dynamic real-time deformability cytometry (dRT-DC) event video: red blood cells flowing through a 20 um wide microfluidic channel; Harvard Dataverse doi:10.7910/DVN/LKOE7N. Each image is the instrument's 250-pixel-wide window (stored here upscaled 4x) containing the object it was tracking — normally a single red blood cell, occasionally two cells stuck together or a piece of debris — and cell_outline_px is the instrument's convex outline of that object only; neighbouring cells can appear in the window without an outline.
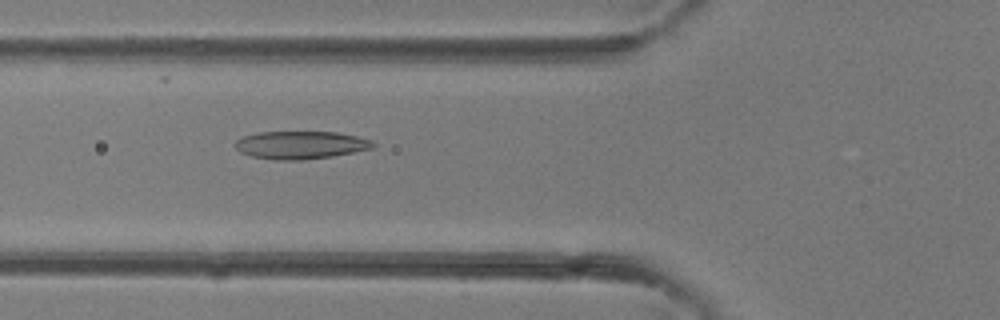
{"species": "common noctule bat (a hibernating species)", "species_latin": "Nyctalus noctula", "temperature_condition": "room temperature", "stored_images_in_passage": 28, "camera_frame_rate_fps": 3000, "um_per_image_px": 0.085, "animal": {"sex": "female"}, "frame": {"image": 1, "passage_image": 3, "time_ms": 0.667, "image_size_px": [1000, 320], "cell_outline_px": [[376, 144], [372, 148], [332, 156], [300, 160], [272, 160], [252, 156], [240, 152], [232, 144], [236, 140], [244, 136], [260, 132], [336, 132], [356, 136], [372, 140]], "centroid_in_image_um": [25.52, 12.32], "position_along_channel_um": 100.3, "area_um2": 22.31}}
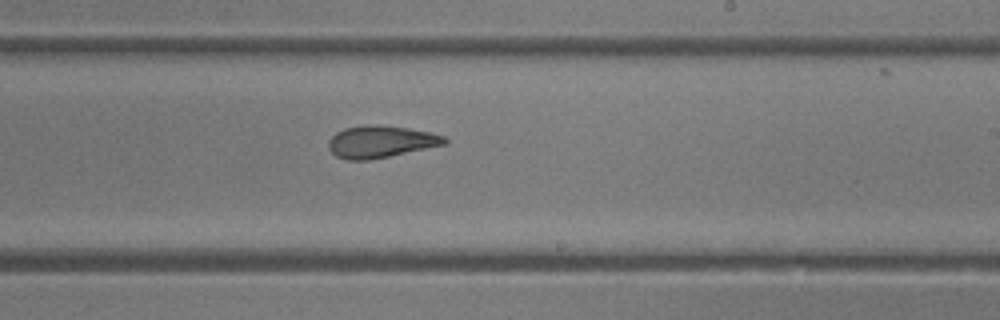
{"frame": {"image": 2, "passage_image": 12, "time_ms": 3.667, "image_size_px": [1000, 320], "cell_outline_px": [[448, 144], [368, 160], [348, 160], [336, 156], [328, 148], [328, 140], [336, 132], [344, 128], [376, 124], [380, 124], [408, 128], [432, 132], [444, 136], [448, 140]], "centroid_in_image_um": [32.38, 12.04], "position_along_channel_um": 256.6, "area_um2": 21.73}}
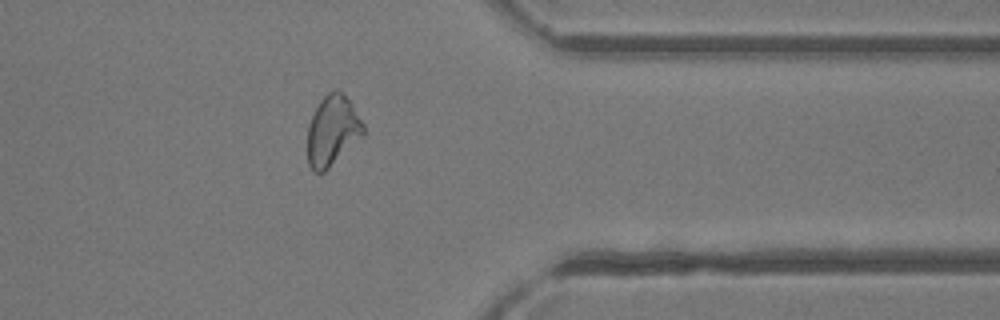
{"frame": {"image": 3, "passage_image": 20, "time_ms": 6.333, "image_size_px": [1000, 320], "cell_outline_px": [[364, 132], [324, 172], [316, 172], [308, 164], [308, 124], [320, 100], [328, 92], [336, 88], [352, 104], [364, 124]], "centroid_in_image_um": [28.23, 11.07], "position_along_channel_um": 383.2, "area_um2": 22.14}}